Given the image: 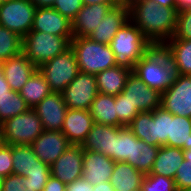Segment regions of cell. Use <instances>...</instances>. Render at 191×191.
<instances>
[{"label":"cell","instance_id":"obj_1","mask_svg":"<svg viewBox=\"0 0 191 191\" xmlns=\"http://www.w3.org/2000/svg\"><path fill=\"white\" fill-rule=\"evenodd\" d=\"M130 20L154 46L162 47L172 38L178 11L176 6H160L151 1H128Z\"/></svg>","mask_w":191,"mask_h":191},{"label":"cell","instance_id":"obj_2","mask_svg":"<svg viewBox=\"0 0 191 191\" xmlns=\"http://www.w3.org/2000/svg\"><path fill=\"white\" fill-rule=\"evenodd\" d=\"M110 47L117 66L133 71L137 62L153 47L142 31L129 20L113 36Z\"/></svg>","mask_w":191,"mask_h":191},{"label":"cell","instance_id":"obj_3","mask_svg":"<svg viewBox=\"0 0 191 191\" xmlns=\"http://www.w3.org/2000/svg\"><path fill=\"white\" fill-rule=\"evenodd\" d=\"M133 72L150 88L161 93L174 81L175 71L163 47H152L134 66Z\"/></svg>","mask_w":191,"mask_h":191},{"label":"cell","instance_id":"obj_4","mask_svg":"<svg viewBox=\"0 0 191 191\" xmlns=\"http://www.w3.org/2000/svg\"><path fill=\"white\" fill-rule=\"evenodd\" d=\"M70 47L75 53L79 72L96 75L116 65L110 45L97 43L89 37H73Z\"/></svg>","mask_w":191,"mask_h":191},{"label":"cell","instance_id":"obj_5","mask_svg":"<svg viewBox=\"0 0 191 191\" xmlns=\"http://www.w3.org/2000/svg\"><path fill=\"white\" fill-rule=\"evenodd\" d=\"M73 36H58L45 32L30 31L22 39V52L37 67L70 47Z\"/></svg>","mask_w":191,"mask_h":191},{"label":"cell","instance_id":"obj_6","mask_svg":"<svg viewBox=\"0 0 191 191\" xmlns=\"http://www.w3.org/2000/svg\"><path fill=\"white\" fill-rule=\"evenodd\" d=\"M44 131L37 112L30 108L27 112L1 123L2 143L10 145H30Z\"/></svg>","mask_w":191,"mask_h":191},{"label":"cell","instance_id":"obj_7","mask_svg":"<svg viewBox=\"0 0 191 191\" xmlns=\"http://www.w3.org/2000/svg\"><path fill=\"white\" fill-rule=\"evenodd\" d=\"M13 174L28 177L32 191H42L49 176L50 166L39 160L31 145H12Z\"/></svg>","mask_w":191,"mask_h":191},{"label":"cell","instance_id":"obj_8","mask_svg":"<svg viewBox=\"0 0 191 191\" xmlns=\"http://www.w3.org/2000/svg\"><path fill=\"white\" fill-rule=\"evenodd\" d=\"M52 92H62L79 73L75 53L71 47L38 67Z\"/></svg>","mask_w":191,"mask_h":191},{"label":"cell","instance_id":"obj_9","mask_svg":"<svg viewBox=\"0 0 191 191\" xmlns=\"http://www.w3.org/2000/svg\"><path fill=\"white\" fill-rule=\"evenodd\" d=\"M36 9L31 0H10L0 5V25L23 39L32 29Z\"/></svg>","mask_w":191,"mask_h":191},{"label":"cell","instance_id":"obj_10","mask_svg":"<svg viewBox=\"0 0 191 191\" xmlns=\"http://www.w3.org/2000/svg\"><path fill=\"white\" fill-rule=\"evenodd\" d=\"M61 93L67 108L89 110L98 94L96 76L79 72Z\"/></svg>","mask_w":191,"mask_h":191},{"label":"cell","instance_id":"obj_11","mask_svg":"<svg viewBox=\"0 0 191 191\" xmlns=\"http://www.w3.org/2000/svg\"><path fill=\"white\" fill-rule=\"evenodd\" d=\"M161 107L173 115L191 118V75H175L173 83L162 92Z\"/></svg>","mask_w":191,"mask_h":191},{"label":"cell","instance_id":"obj_12","mask_svg":"<svg viewBox=\"0 0 191 191\" xmlns=\"http://www.w3.org/2000/svg\"><path fill=\"white\" fill-rule=\"evenodd\" d=\"M122 93L139 112H152L161 107L162 93L148 87L133 71L128 75Z\"/></svg>","mask_w":191,"mask_h":191},{"label":"cell","instance_id":"obj_13","mask_svg":"<svg viewBox=\"0 0 191 191\" xmlns=\"http://www.w3.org/2000/svg\"><path fill=\"white\" fill-rule=\"evenodd\" d=\"M83 148L71 144L57 160L50 165L51 175L66 185L83 177Z\"/></svg>","mask_w":191,"mask_h":191},{"label":"cell","instance_id":"obj_14","mask_svg":"<svg viewBox=\"0 0 191 191\" xmlns=\"http://www.w3.org/2000/svg\"><path fill=\"white\" fill-rule=\"evenodd\" d=\"M30 145L37 158L50 166L71 143L61 131L44 130Z\"/></svg>","mask_w":191,"mask_h":191},{"label":"cell","instance_id":"obj_15","mask_svg":"<svg viewBox=\"0 0 191 191\" xmlns=\"http://www.w3.org/2000/svg\"><path fill=\"white\" fill-rule=\"evenodd\" d=\"M33 109L40 117L44 130H62L68 108L61 92H51Z\"/></svg>","mask_w":191,"mask_h":191},{"label":"cell","instance_id":"obj_16","mask_svg":"<svg viewBox=\"0 0 191 191\" xmlns=\"http://www.w3.org/2000/svg\"><path fill=\"white\" fill-rule=\"evenodd\" d=\"M31 31L73 36L72 21L53 7H37Z\"/></svg>","mask_w":191,"mask_h":191},{"label":"cell","instance_id":"obj_17","mask_svg":"<svg viewBox=\"0 0 191 191\" xmlns=\"http://www.w3.org/2000/svg\"><path fill=\"white\" fill-rule=\"evenodd\" d=\"M130 20L128 2L124 5L111 8L101 19L97 28L88 36L97 43L110 45L113 36Z\"/></svg>","mask_w":191,"mask_h":191},{"label":"cell","instance_id":"obj_18","mask_svg":"<svg viewBox=\"0 0 191 191\" xmlns=\"http://www.w3.org/2000/svg\"><path fill=\"white\" fill-rule=\"evenodd\" d=\"M2 73L10 89L19 92L38 67L26 55L20 54L0 63Z\"/></svg>","mask_w":191,"mask_h":191},{"label":"cell","instance_id":"obj_19","mask_svg":"<svg viewBox=\"0 0 191 191\" xmlns=\"http://www.w3.org/2000/svg\"><path fill=\"white\" fill-rule=\"evenodd\" d=\"M94 124L89 110L67 109L61 132L71 144L82 145Z\"/></svg>","mask_w":191,"mask_h":191},{"label":"cell","instance_id":"obj_20","mask_svg":"<svg viewBox=\"0 0 191 191\" xmlns=\"http://www.w3.org/2000/svg\"><path fill=\"white\" fill-rule=\"evenodd\" d=\"M115 162L99 152L83 150V178L92 186L110 180Z\"/></svg>","mask_w":191,"mask_h":191},{"label":"cell","instance_id":"obj_21","mask_svg":"<svg viewBox=\"0 0 191 191\" xmlns=\"http://www.w3.org/2000/svg\"><path fill=\"white\" fill-rule=\"evenodd\" d=\"M111 8L106 4L84 5L72 20L73 37H88Z\"/></svg>","mask_w":191,"mask_h":191},{"label":"cell","instance_id":"obj_22","mask_svg":"<svg viewBox=\"0 0 191 191\" xmlns=\"http://www.w3.org/2000/svg\"><path fill=\"white\" fill-rule=\"evenodd\" d=\"M115 127L94 122L88 136L81 145L83 150L99 152L113 160Z\"/></svg>","mask_w":191,"mask_h":191},{"label":"cell","instance_id":"obj_23","mask_svg":"<svg viewBox=\"0 0 191 191\" xmlns=\"http://www.w3.org/2000/svg\"><path fill=\"white\" fill-rule=\"evenodd\" d=\"M162 47L176 74L191 75V40L169 39Z\"/></svg>","mask_w":191,"mask_h":191},{"label":"cell","instance_id":"obj_24","mask_svg":"<svg viewBox=\"0 0 191 191\" xmlns=\"http://www.w3.org/2000/svg\"><path fill=\"white\" fill-rule=\"evenodd\" d=\"M144 174L126 162H115L109 182L115 191H139Z\"/></svg>","mask_w":191,"mask_h":191},{"label":"cell","instance_id":"obj_25","mask_svg":"<svg viewBox=\"0 0 191 191\" xmlns=\"http://www.w3.org/2000/svg\"><path fill=\"white\" fill-rule=\"evenodd\" d=\"M183 160V149L167 145L161 146L158 149L150 174L174 179L176 171Z\"/></svg>","mask_w":191,"mask_h":191},{"label":"cell","instance_id":"obj_26","mask_svg":"<svg viewBox=\"0 0 191 191\" xmlns=\"http://www.w3.org/2000/svg\"><path fill=\"white\" fill-rule=\"evenodd\" d=\"M131 71L128 68L115 65L97 73L95 76L98 93L117 96L125 88L127 77Z\"/></svg>","mask_w":191,"mask_h":191},{"label":"cell","instance_id":"obj_27","mask_svg":"<svg viewBox=\"0 0 191 191\" xmlns=\"http://www.w3.org/2000/svg\"><path fill=\"white\" fill-rule=\"evenodd\" d=\"M158 149V146L147 144L132 134L131 158H127L125 162L132 165L144 175L150 174Z\"/></svg>","mask_w":191,"mask_h":191},{"label":"cell","instance_id":"obj_28","mask_svg":"<svg viewBox=\"0 0 191 191\" xmlns=\"http://www.w3.org/2000/svg\"><path fill=\"white\" fill-rule=\"evenodd\" d=\"M89 112L94 122L118 127L115 96L98 93Z\"/></svg>","mask_w":191,"mask_h":191},{"label":"cell","instance_id":"obj_29","mask_svg":"<svg viewBox=\"0 0 191 191\" xmlns=\"http://www.w3.org/2000/svg\"><path fill=\"white\" fill-rule=\"evenodd\" d=\"M51 92L49 84L38 69L19 91L20 95L30 108H34Z\"/></svg>","mask_w":191,"mask_h":191},{"label":"cell","instance_id":"obj_30","mask_svg":"<svg viewBox=\"0 0 191 191\" xmlns=\"http://www.w3.org/2000/svg\"><path fill=\"white\" fill-rule=\"evenodd\" d=\"M191 140V118L174 115L170 119L167 146L177 147L183 150L190 149Z\"/></svg>","mask_w":191,"mask_h":191},{"label":"cell","instance_id":"obj_31","mask_svg":"<svg viewBox=\"0 0 191 191\" xmlns=\"http://www.w3.org/2000/svg\"><path fill=\"white\" fill-rule=\"evenodd\" d=\"M128 128L138 138L152 146H157V138H155V124L152 112H139Z\"/></svg>","mask_w":191,"mask_h":191},{"label":"cell","instance_id":"obj_32","mask_svg":"<svg viewBox=\"0 0 191 191\" xmlns=\"http://www.w3.org/2000/svg\"><path fill=\"white\" fill-rule=\"evenodd\" d=\"M30 109L19 92L10 90L0 98V123Z\"/></svg>","mask_w":191,"mask_h":191},{"label":"cell","instance_id":"obj_33","mask_svg":"<svg viewBox=\"0 0 191 191\" xmlns=\"http://www.w3.org/2000/svg\"><path fill=\"white\" fill-rule=\"evenodd\" d=\"M22 52V38L0 25V63Z\"/></svg>","mask_w":191,"mask_h":191},{"label":"cell","instance_id":"obj_34","mask_svg":"<svg viewBox=\"0 0 191 191\" xmlns=\"http://www.w3.org/2000/svg\"><path fill=\"white\" fill-rule=\"evenodd\" d=\"M133 132L127 127H115V153L114 162H125L131 158Z\"/></svg>","mask_w":191,"mask_h":191},{"label":"cell","instance_id":"obj_35","mask_svg":"<svg viewBox=\"0 0 191 191\" xmlns=\"http://www.w3.org/2000/svg\"><path fill=\"white\" fill-rule=\"evenodd\" d=\"M173 114L165 110L163 107H159L153 110V120L155 124V138H157V146H165L170 128V119L173 118Z\"/></svg>","mask_w":191,"mask_h":191},{"label":"cell","instance_id":"obj_36","mask_svg":"<svg viewBox=\"0 0 191 191\" xmlns=\"http://www.w3.org/2000/svg\"><path fill=\"white\" fill-rule=\"evenodd\" d=\"M116 114L118 116V127H127L138 115L139 111L126 98L122 92L115 96Z\"/></svg>","mask_w":191,"mask_h":191},{"label":"cell","instance_id":"obj_37","mask_svg":"<svg viewBox=\"0 0 191 191\" xmlns=\"http://www.w3.org/2000/svg\"><path fill=\"white\" fill-rule=\"evenodd\" d=\"M142 191H177L175 181L161 175L146 174L141 183Z\"/></svg>","mask_w":191,"mask_h":191},{"label":"cell","instance_id":"obj_38","mask_svg":"<svg viewBox=\"0 0 191 191\" xmlns=\"http://www.w3.org/2000/svg\"><path fill=\"white\" fill-rule=\"evenodd\" d=\"M184 160L174 177L177 190L191 189V149L183 150Z\"/></svg>","mask_w":191,"mask_h":191},{"label":"cell","instance_id":"obj_39","mask_svg":"<svg viewBox=\"0 0 191 191\" xmlns=\"http://www.w3.org/2000/svg\"><path fill=\"white\" fill-rule=\"evenodd\" d=\"M171 39L191 40V7L178 11L176 27Z\"/></svg>","mask_w":191,"mask_h":191},{"label":"cell","instance_id":"obj_40","mask_svg":"<svg viewBox=\"0 0 191 191\" xmlns=\"http://www.w3.org/2000/svg\"><path fill=\"white\" fill-rule=\"evenodd\" d=\"M1 191H32V185L28 181V177L10 174L4 177Z\"/></svg>","mask_w":191,"mask_h":191},{"label":"cell","instance_id":"obj_41","mask_svg":"<svg viewBox=\"0 0 191 191\" xmlns=\"http://www.w3.org/2000/svg\"><path fill=\"white\" fill-rule=\"evenodd\" d=\"M83 6L82 0H55L52 7L72 21Z\"/></svg>","mask_w":191,"mask_h":191},{"label":"cell","instance_id":"obj_42","mask_svg":"<svg viewBox=\"0 0 191 191\" xmlns=\"http://www.w3.org/2000/svg\"><path fill=\"white\" fill-rule=\"evenodd\" d=\"M12 145L1 143L0 145V175L7 177L13 174Z\"/></svg>","mask_w":191,"mask_h":191},{"label":"cell","instance_id":"obj_43","mask_svg":"<svg viewBox=\"0 0 191 191\" xmlns=\"http://www.w3.org/2000/svg\"><path fill=\"white\" fill-rule=\"evenodd\" d=\"M66 191H93L92 185L83 177L66 186Z\"/></svg>","mask_w":191,"mask_h":191},{"label":"cell","instance_id":"obj_44","mask_svg":"<svg viewBox=\"0 0 191 191\" xmlns=\"http://www.w3.org/2000/svg\"><path fill=\"white\" fill-rule=\"evenodd\" d=\"M66 184L50 175L42 191H66Z\"/></svg>","mask_w":191,"mask_h":191},{"label":"cell","instance_id":"obj_45","mask_svg":"<svg viewBox=\"0 0 191 191\" xmlns=\"http://www.w3.org/2000/svg\"><path fill=\"white\" fill-rule=\"evenodd\" d=\"M83 5H92V4H106L111 5L112 7H117L124 5L128 0H82Z\"/></svg>","mask_w":191,"mask_h":191},{"label":"cell","instance_id":"obj_46","mask_svg":"<svg viewBox=\"0 0 191 191\" xmlns=\"http://www.w3.org/2000/svg\"><path fill=\"white\" fill-rule=\"evenodd\" d=\"M10 90H11L10 86L7 83L5 77L2 73V70L0 68V98L3 97L4 95H6V93L9 92Z\"/></svg>","mask_w":191,"mask_h":191},{"label":"cell","instance_id":"obj_47","mask_svg":"<svg viewBox=\"0 0 191 191\" xmlns=\"http://www.w3.org/2000/svg\"><path fill=\"white\" fill-rule=\"evenodd\" d=\"M93 191H115L109 181L95 184L92 186Z\"/></svg>","mask_w":191,"mask_h":191},{"label":"cell","instance_id":"obj_48","mask_svg":"<svg viewBox=\"0 0 191 191\" xmlns=\"http://www.w3.org/2000/svg\"><path fill=\"white\" fill-rule=\"evenodd\" d=\"M128 1H151L160 6H176L175 0H128Z\"/></svg>","mask_w":191,"mask_h":191},{"label":"cell","instance_id":"obj_49","mask_svg":"<svg viewBox=\"0 0 191 191\" xmlns=\"http://www.w3.org/2000/svg\"><path fill=\"white\" fill-rule=\"evenodd\" d=\"M176 10L182 11L191 7V0H175Z\"/></svg>","mask_w":191,"mask_h":191},{"label":"cell","instance_id":"obj_50","mask_svg":"<svg viewBox=\"0 0 191 191\" xmlns=\"http://www.w3.org/2000/svg\"><path fill=\"white\" fill-rule=\"evenodd\" d=\"M36 7H52L55 0H31Z\"/></svg>","mask_w":191,"mask_h":191},{"label":"cell","instance_id":"obj_51","mask_svg":"<svg viewBox=\"0 0 191 191\" xmlns=\"http://www.w3.org/2000/svg\"><path fill=\"white\" fill-rule=\"evenodd\" d=\"M4 177L0 175V191L3 186Z\"/></svg>","mask_w":191,"mask_h":191},{"label":"cell","instance_id":"obj_52","mask_svg":"<svg viewBox=\"0 0 191 191\" xmlns=\"http://www.w3.org/2000/svg\"><path fill=\"white\" fill-rule=\"evenodd\" d=\"M8 1H10V0H0V5L6 3Z\"/></svg>","mask_w":191,"mask_h":191},{"label":"cell","instance_id":"obj_53","mask_svg":"<svg viewBox=\"0 0 191 191\" xmlns=\"http://www.w3.org/2000/svg\"><path fill=\"white\" fill-rule=\"evenodd\" d=\"M177 191H191V189L177 190Z\"/></svg>","mask_w":191,"mask_h":191}]
</instances>
